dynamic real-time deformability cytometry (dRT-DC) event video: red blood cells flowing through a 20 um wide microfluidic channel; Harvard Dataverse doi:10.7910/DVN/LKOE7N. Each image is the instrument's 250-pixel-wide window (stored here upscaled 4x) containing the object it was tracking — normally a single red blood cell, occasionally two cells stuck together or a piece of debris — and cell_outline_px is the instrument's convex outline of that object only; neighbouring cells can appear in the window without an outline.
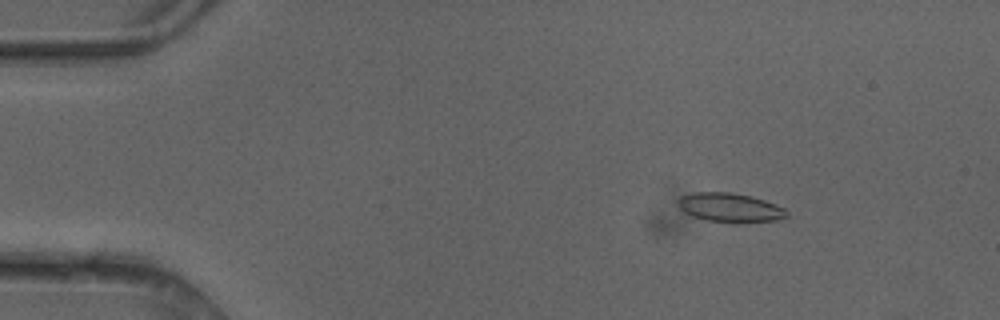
{"species": "common noctule bat (a hibernating species)", "species_latin": "Nyctalus noctula", "temperature_condition": "cold", "stored_images_in_passage": 5, "camera_frame_rate_fps": 3000, "um_per_image_px": 0.085, "animal": {"sex": "female"}, "frame": {"image": 1, "passage_image": 2, "time_ms": 0.333, "image_size_px": [1000, 320], "cell_outline_px": [[788, 216], [780, 220], [736, 224], [708, 220], [692, 216], [684, 212], [680, 208], [676, 200], [680, 196], [696, 192], [728, 192], [752, 196], [776, 204], [784, 208], [788, 212]], "centroid_in_image_um": [62.08, 17.66], "position_along_channel_um": 22.9, "area_um2": 18.79}}
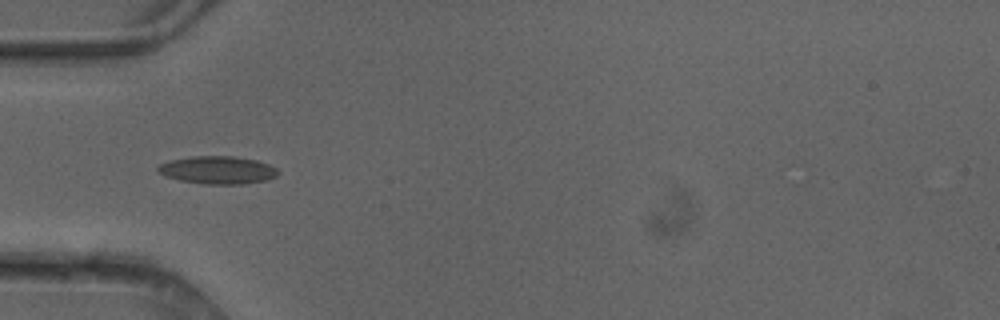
{"frame": {"image": 2, "passage_image": 4, "time_ms": 1.0, "image_size_px": [1000, 320], "cell_outline_px": [[280, 172], [276, 176], [268, 180], [244, 184], [204, 184], [180, 180], [164, 176], [156, 168], [160, 164], [172, 160], [192, 156], [236, 156], [256, 160], [268, 164], [276, 168]], "centroid_in_image_um": [18.53, 14.45], "position_along_channel_um": 66.5, "area_um2": 19.48}}
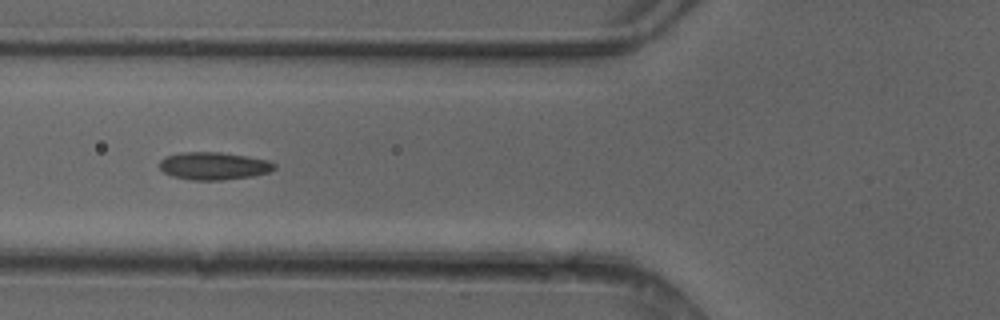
{"frame": {"image": 3, "passage_image": 5, "time_ms": 1.333, "image_size_px": [1000, 320], "cell_outline_px": [[276, 168], [268, 172], [252, 176], [220, 180], [192, 180], [172, 176], [164, 172], [160, 168], [160, 160], [164, 156], [180, 152], [220, 152], [248, 156], [268, 160], [276, 164]], "centroid_in_image_um": [18.16, 14.09], "position_along_channel_um": 107.6, "area_um2": 18.55}}